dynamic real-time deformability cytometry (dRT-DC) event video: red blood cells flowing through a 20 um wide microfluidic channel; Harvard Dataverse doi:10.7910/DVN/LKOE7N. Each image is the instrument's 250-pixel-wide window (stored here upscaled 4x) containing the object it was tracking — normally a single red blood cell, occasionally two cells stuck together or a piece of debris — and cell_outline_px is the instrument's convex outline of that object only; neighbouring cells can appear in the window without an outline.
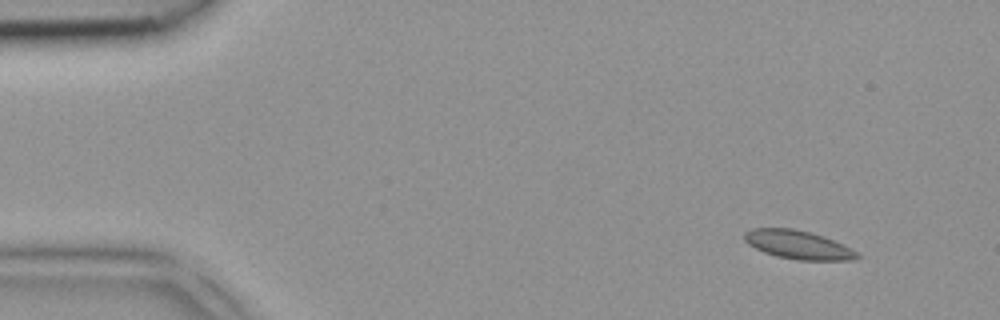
{"species": "common noctule bat (a hibernating species)", "species_latin": "Nyctalus noctula", "temperature_condition": "room temperature", "stored_images_in_passage": 3, "camera_frame_rate_fps": 3000, "um_per_image_px": 0.085, "animal": {"sex": "female", "body_mass_g": 18.4}, "frame": {"image": 1, "passage_image": 1, "time_ms": 0.0, "image_size_px": [1000, 320], "cell_outline_px": [[860, 256], [852, 260], [800, 260], [776, 256], [764, 252], [748, 244], [744, 240], [744, 232], [752, 228], [792, 228], [824, 236], [856, 252]], "centroid_in_image_um": [67.78, 20.8], "position_along_channel_um": 17.2, "area_um2": 18.44}}